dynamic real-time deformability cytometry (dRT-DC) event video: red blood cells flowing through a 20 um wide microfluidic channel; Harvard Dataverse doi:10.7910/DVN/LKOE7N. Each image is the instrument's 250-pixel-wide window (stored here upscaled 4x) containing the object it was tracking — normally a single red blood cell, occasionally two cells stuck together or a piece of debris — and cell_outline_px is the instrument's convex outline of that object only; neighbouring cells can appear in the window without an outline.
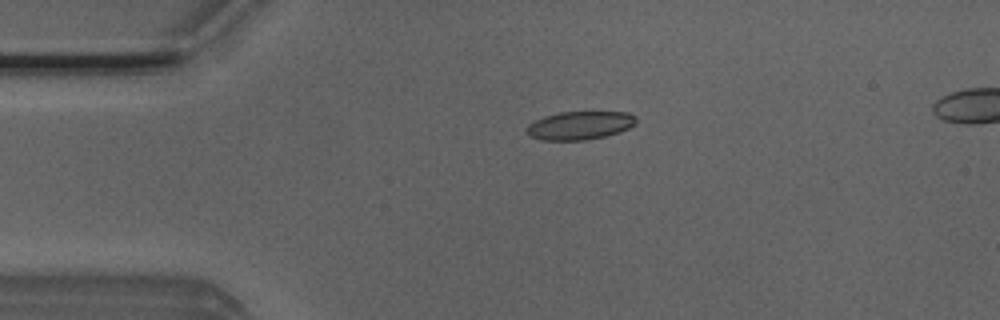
{"species": "Egyptian fruit bat (a non-hibernating species)", "species_latin": "Rousettus aegyptiacus", "temperature_condition": "room temperature", "stored_images_in_passage": 4, "camera_frame_rate_fps": 3000, "um_per_image_px": 0.085, "animal": {"sex": "male"}, "frame": {"image": 1, "passage_image": 4, "time_ms": 1.0, "image_size_px": [1000, 320], "cell_outline_px": [[636, 124], [620, 132], [604, 136], [584, 140], [544, 140], [528, 136], [528, 124], [544, 116], [560, 112], [628, 112], [636, 116]], "centroid_in_image_um": [49.31, 10.66], "position_along_channel_um": 35.7, "area_um2": 17.98}}